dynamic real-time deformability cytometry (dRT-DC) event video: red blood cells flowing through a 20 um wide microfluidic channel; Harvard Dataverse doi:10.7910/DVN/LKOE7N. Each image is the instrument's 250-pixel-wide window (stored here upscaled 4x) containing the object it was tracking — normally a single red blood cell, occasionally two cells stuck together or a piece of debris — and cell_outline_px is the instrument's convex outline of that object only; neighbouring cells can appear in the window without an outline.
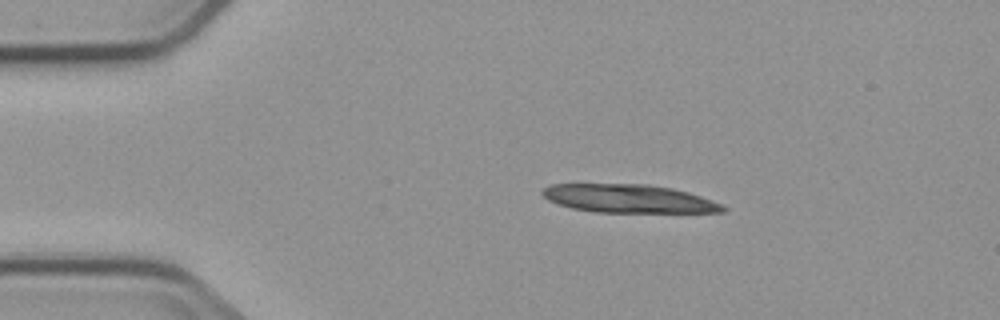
{"species": "common noctule bat (a hibernating species)", "species_latin": "Nyctalus noctula", "temperature_condition": "cold", "stored_images_in_passage": 5, "camera_frame_rate_fps": 3000, "um_per_image_px": 0.085, "animal": {"sex": "male", "body_mass_g": 23.1, "forearm_length_mm": 52.7}, "frame": {"image": 1, "passage_image": 2, "time_ms": 1.0, "image_size_px": [1000, 320], "cell_outline_px": [[728, 208], [724, 212], [596, 212], [572, 208], [556, 204], [548, 200], [540, 192], [544, 188], [552, 184], [648, 184], [672, 188], [688, 192], [724, 204]], "centroid_in_image_um": [53.45, 16.88], "position_along_channel_um": 31.5, "area_um2": 29.82}}
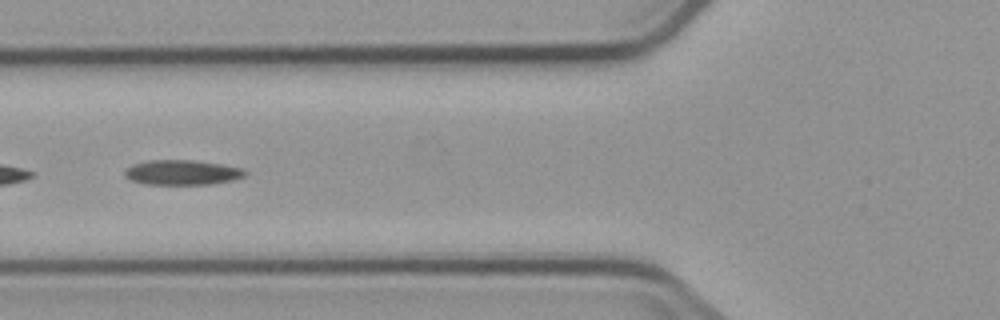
{"frame": {"image": 2, "passage_image": 5, "time_ms": 4.667, "image_size_px": [1000, 320], "cell_outline_px": [[248, 172], [244, 176], [232, 180], [212, 184], [144, 184], [132, 180], [124, 176], [124, 172], [132, 164], [152, 160], [192, 160], [220, 164], [244, 168]], "centroid_in_image_um": [15.5, 14.66], "position_along_channel_um": 110.3, "area_um2": 17.4}}